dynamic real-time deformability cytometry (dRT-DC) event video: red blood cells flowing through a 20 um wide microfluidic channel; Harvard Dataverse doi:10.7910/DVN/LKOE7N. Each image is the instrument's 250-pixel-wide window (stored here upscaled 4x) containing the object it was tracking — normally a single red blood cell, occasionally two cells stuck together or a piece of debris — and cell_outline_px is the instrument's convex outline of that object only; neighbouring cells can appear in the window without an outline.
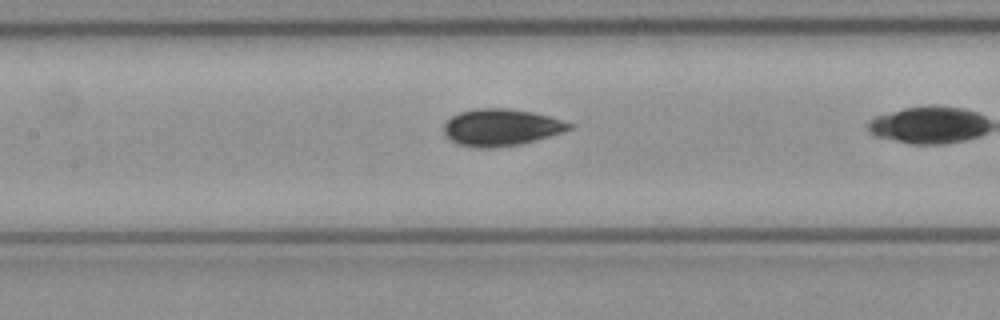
{"species": "common noctule bat (a hibernating species)", "species_latin": "Nyctalus noctula", "temperature_condition": "cold", "stored_images_in_passage": 6, "camera_frame_rate_fps": 3000, "um_per_image_px": 0.085, "animal": {"sex": "female", "body_mass_g": 21.9}, "frame": {"image": 1, "passage_image": 5, "time_ms": 1.333, "image_size_px": [1000, 320], "cell_outline_px": [[572, 128], [564, 132], [536, 140], [520, 144], [488, 148], [480, 148], [456, 144], [444, 132], [444, 124], [452, 116], [460, 112], [480, 108], [504, 108], [532, 112], [548, 116], [572, 124]], "centroid_in_image_um": [42.59, 10.83], "position_along_channel_um": 164.8, "area_um2": 26.65}}